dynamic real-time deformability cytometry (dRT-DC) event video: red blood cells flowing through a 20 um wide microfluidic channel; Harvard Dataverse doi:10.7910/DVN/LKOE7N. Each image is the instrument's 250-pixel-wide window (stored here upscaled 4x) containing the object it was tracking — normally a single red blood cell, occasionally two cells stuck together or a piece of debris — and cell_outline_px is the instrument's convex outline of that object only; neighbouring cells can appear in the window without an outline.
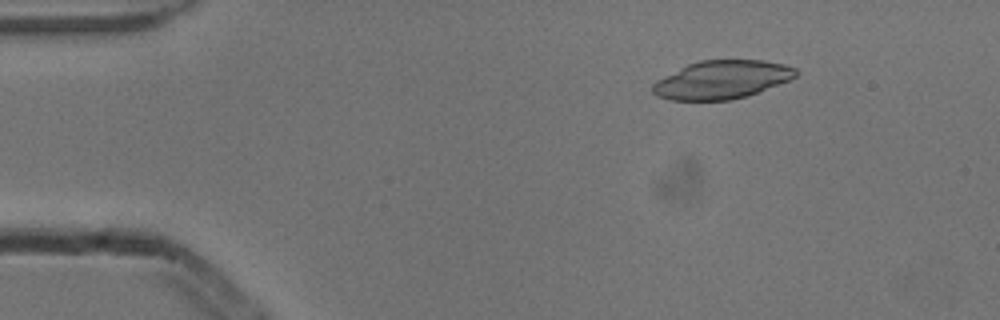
{"species": "common noctule bat (a hibernating species)", "species_latin": "Nyctalus noctula", "temperature_condition": "cold", "stored_images_in_passage": 4, "camera_frame_rate_fps": 3000, "um_per_image_px": 0.085, "animal": {"sex": "male", "body_mass_g": 13.3}, "frame": {"image": 1, "passage_image": 3, "time_ms": 0.667, "image_size_px": [1000, 320], "cell_outline_px": [[800, 72], [796, 76], [788, 80], [756, 92], [732, 100], [668, 100], [656, 96], [652, 92], [652, 84], [656, 80], [688, 64], [700, 60], [764, 60], [784, 64], [796, 68]], "centroid_in_image_um": [61.33, 6.77], "position_along_channel_um": 23.7, "area_um2": 31.79}}